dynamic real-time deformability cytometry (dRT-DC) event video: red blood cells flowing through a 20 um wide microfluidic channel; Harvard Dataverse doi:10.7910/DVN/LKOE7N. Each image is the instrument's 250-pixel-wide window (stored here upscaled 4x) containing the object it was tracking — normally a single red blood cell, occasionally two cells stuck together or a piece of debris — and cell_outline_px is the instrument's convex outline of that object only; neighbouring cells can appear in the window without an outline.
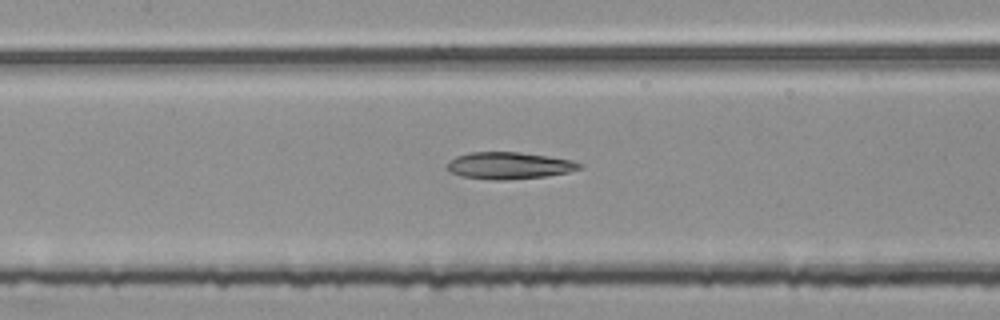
{"species": "common noctule bat (a hibernating species)", "species_latin": "Nyctalus noctula", "temperature_condition": "room temperature", "stored_images_in_passage": 55, "segment_of_instrument_passage": [2, 2], "camera_frame_rate_fps": 3000, "um_per_image_px": 0.085, "animal": {"sex": "female", "body_mass_g": 25.1}, "frame": {"image": 1, "passage_image": 25, "time_ms": 8.0, "image_size_px": [1000, 320], "cell_outline_px": [[584, 164], [580, 168], [568, 172], [544, 176], [500, 180], [492, 180], [460, 176], [444, 168], [444, 164], [448, 160], [456, 156], [468, 152], [520, 152], [548, 156], [572, 160]], "centroid_in_image_um": [43.2, 14.06], "position_along_channel_um": 164.2, "area_um2": 20.87}}
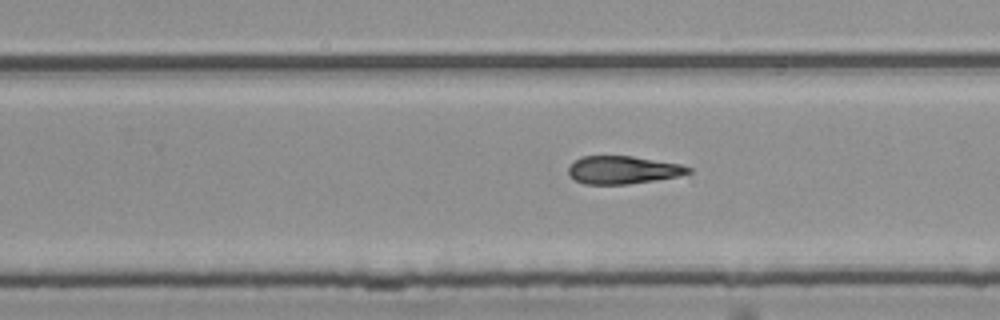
{"frame": {"image": 2, "passage_image": 34, "time_ms": 11.0, "image_size_px": [1000, 320], "cell_outline_px": [[692, 172], [676, 176], [628, 184], [584, 184], [576, 180], [568, 172], [568, 168], [576, 160], [584, 156], [632, 156], [680, 164], [692, 168]], "centroid_in_image_um": [52.95, 14.44], "position_along_channel_um": 276.8, "area_um2": 19.13}}
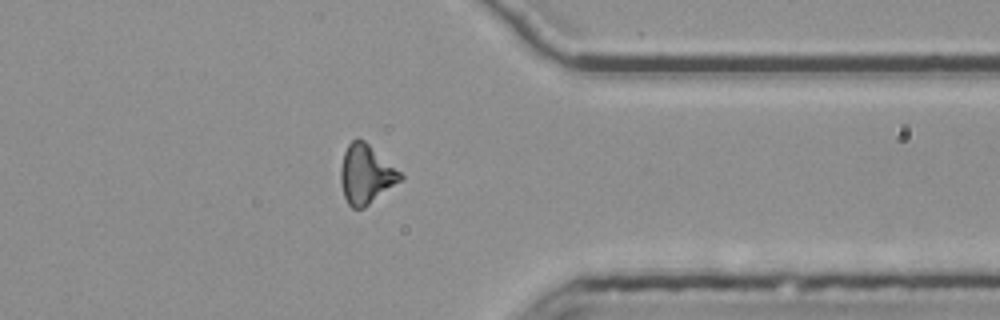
{"frame": {"image": 3, "passage_image": 43, "time_ms": 14.0, "image_size_px": [1000, 320], "cell_outline_px": [[404, 176], [400, 180], [364, 208], [352, 208], [348, 204], [344, 196], [340, 180], [340, 168], [344, 152], [348, 144], [352, 140], [364, 140], [400, 172]], "centroid_in_image_um": [31.07, 14.82], "position_along_channel_um": 380.3, "area_um2": 20.06}}